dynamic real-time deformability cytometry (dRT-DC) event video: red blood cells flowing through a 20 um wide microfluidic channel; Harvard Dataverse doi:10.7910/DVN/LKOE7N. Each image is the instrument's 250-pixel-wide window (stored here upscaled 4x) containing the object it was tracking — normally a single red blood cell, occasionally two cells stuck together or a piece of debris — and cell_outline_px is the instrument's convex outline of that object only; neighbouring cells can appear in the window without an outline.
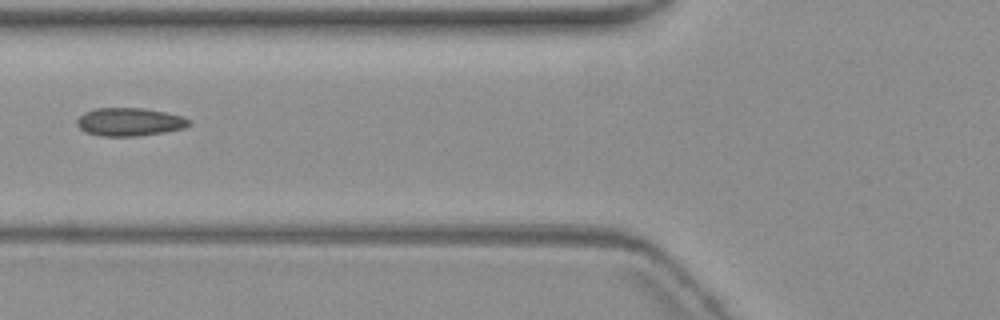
{"species": "common noctule bat (a hibernating species)", "species_latin": "Nyctalus noctula", "temperature_condition": "warm", "stored_images_in_passage": 6, "camera_frame_rate_fps": 3000, "um_per_image_px": 0.085, "animal": {"sex": "female", "body_mass_g": 19.3, "forearm_length_mm": 54.1}, "frame": {"image": 1, "passage_image": 6, "time_ms": 6.333, "image_size_px": [1000, 320], "cell_outline_px": [[188, 124], [184, 128], [164, 132], [136, 136], [100, 136], [88, 132], [80, 128], [76, 124], [76, 120], [84, 112], [96, 108], [144, 108], [164, 112], [180, 116], [188, 120]], "centroid_in_image_um": [10.95, 10.36], "position_along_channel_um": 114.8, "area_um2": 18.09}}